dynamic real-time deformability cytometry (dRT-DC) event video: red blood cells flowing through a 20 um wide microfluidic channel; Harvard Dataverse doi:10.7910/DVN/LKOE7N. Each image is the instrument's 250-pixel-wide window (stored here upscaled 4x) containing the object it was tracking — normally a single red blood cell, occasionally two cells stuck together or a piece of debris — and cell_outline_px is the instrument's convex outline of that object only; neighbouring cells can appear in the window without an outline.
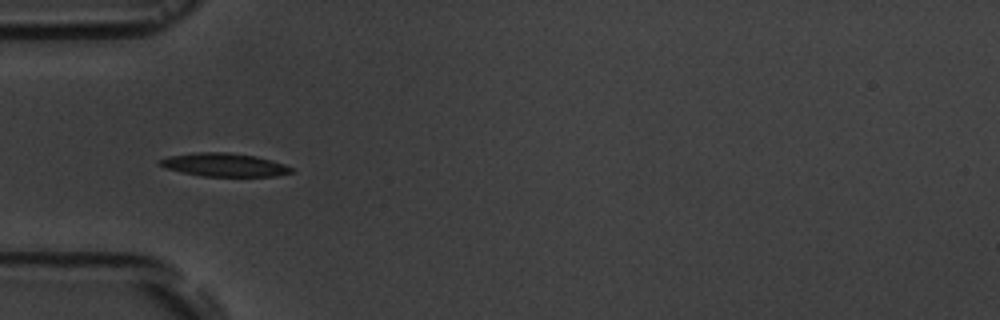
{"species": "common noctule bat (a hibernating species)", "species_latin": "Nyctalus noctula", "temperature_condition": "room temperature", "stored_images_in_passage": 17, "camera_frame_rate_fps": 3000, "um_per_image_px": 0.085, "animal": {"sex": "male", "body_mass_g": 19.5, "forearm_length_mm": 54.6}, "frame": {"image": 1, "passage_image": 6, "time_ms": 5.667, "image_size_px": [1000, 320], "cell_outline_px": [[296, 172], [276, 176], [204, 176], [184, 172], [168, 168], [156, 164], [156, 160], [168, 156], [196, 152], [228, 152], [256, 156], [272, 160], [284, 164], [292, 168]], "centroid_in_image_um": [19.07, 14.0], "position_along_channel_um": 65.9, "area_um2": 17.92}}
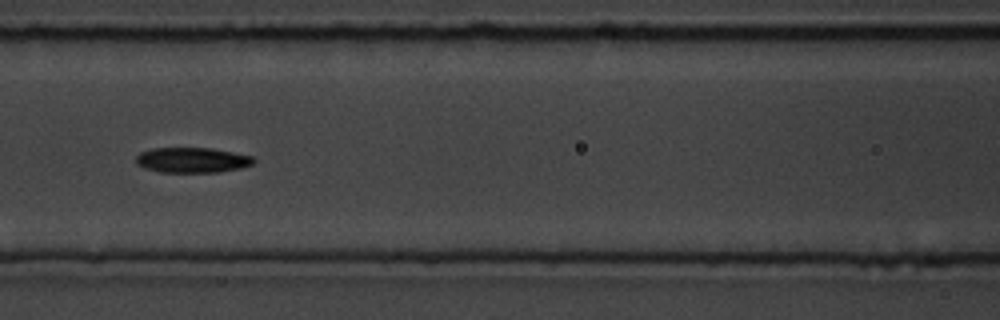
{"frame": {"image": 2, "passage_image": 8, "time_ms": 8.0, "image_size_px": [1000, 320], "cell_outline_px": [[256, 160], [252, 164], [240, 168], [220, 172], [160, 172], [144, 168], [136, 164], [136, 156], [140, 152], [152, 148], [212, 148], [252, 156]], "centroid_in_image_um": [16.31, 13.6], "position_along_channel_um": 150.3, "area_um2": 17.34}}
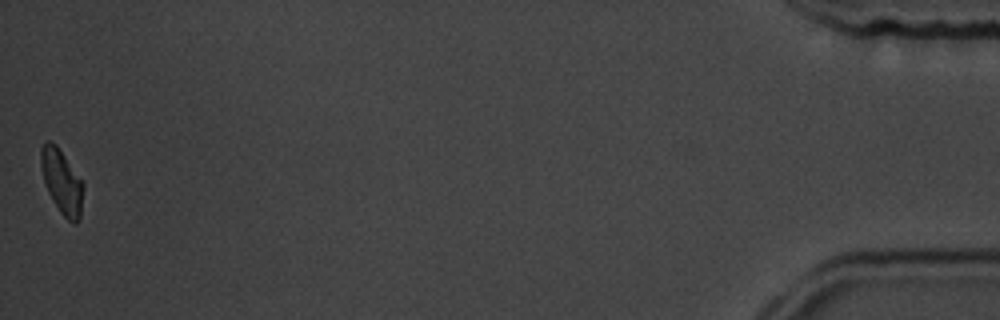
{"frame": {"image": 3, "passage_image": 17, "time_ms": 18.333, "image_size_px": [1000, 320], "cell_outline_px": [[84, 188], [80, 220], [76, 224], [72, 224], [60, 212], [52, 200], [48, 192], [44, 180], [40, 164], [40, 148], [48, 140], [56, 144], [84, 184]], "centroid_in_image_um": [5.26, 15.48], "position_along_channel_um": 429.9, "area_um2": 15.9}, "authors_computed_cell_mechanics": {"area_um2": 17.629, "velocity_mm_per_s": 3.6465, "shape_relaxation_time_tau1_ms": 7.0734, "shape_relaxation_time_tau2_ms": 0.9069, "deformation_change_tau1": 0.1486, "deformation_change_tau2": 0.0588}}